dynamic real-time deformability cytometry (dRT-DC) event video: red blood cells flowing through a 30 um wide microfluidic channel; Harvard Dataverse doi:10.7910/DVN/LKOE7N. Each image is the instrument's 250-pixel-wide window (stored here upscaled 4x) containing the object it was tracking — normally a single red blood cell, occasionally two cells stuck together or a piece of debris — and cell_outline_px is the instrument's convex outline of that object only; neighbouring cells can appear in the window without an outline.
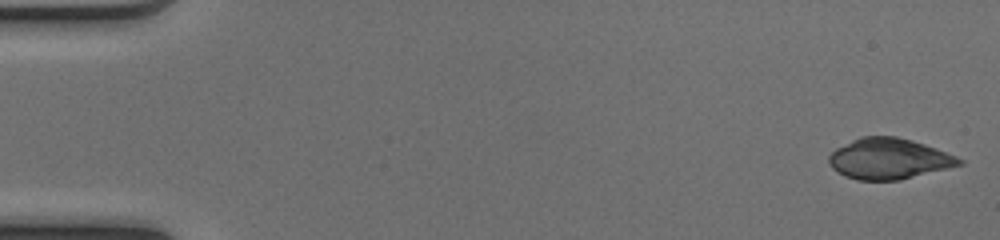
{"species": "common noctule bat (a hibernating species)", "species_latin": "Nyctalus noctula", "temperature_condition": "cold", "stored_images_in_passage": 49, "camera_frame_rate_fps": 3000, "um_per_image_px": 0.085, "animal": {"sex": "female", "body_mass_g": 17.0, "forearm_length_mm": 48.0}, "frame": {"image": 1, "passage_image": 1, "time_ms": 0.0, "image_size_px": [1000, 240], "cell_outline_px": [[964, 164], [900, 180], [856, 180], [844, 176], [836, 172], [828, 164], [828, 156], [836, 148], [860, 136], [896, 136], [912, 140], [924, 144], [956, 156], [964, 160]], "centroid_in_image_um": [75.53, 13.5], "position_along_channel_um": 9.5, "area_um2": 31.1}}